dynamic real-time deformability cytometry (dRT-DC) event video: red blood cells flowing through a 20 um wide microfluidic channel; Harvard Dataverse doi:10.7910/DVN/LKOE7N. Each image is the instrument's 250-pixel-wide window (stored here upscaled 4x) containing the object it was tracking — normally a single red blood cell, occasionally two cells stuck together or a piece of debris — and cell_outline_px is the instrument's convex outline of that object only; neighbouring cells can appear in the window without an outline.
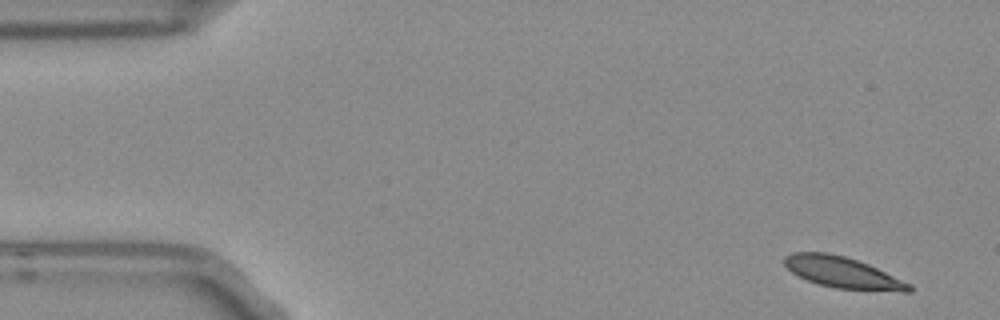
{"species": "Egyptian fruit bat (a non-hibernating species)", "species_latin": "Rousettus aegyptiacus", "temperature_condition": "room temperature", "stored_images_in_passage": 13, "camera_frame_rate_fps": 3000, "um_per_image_px": 0.085, "frame": {"image": 1, "passage_image": 1, "time_ms": 0.0, "image_size_px": [1000, 320], "cell_outline_px": [[912, 292], [904, 292], [836, 288], [820, 284], [808, 280], [792, 272], [784, 264], [784, 256], [792, 252], [828, 252], [844, 256], [868, 264], [912, 284]], "centroid_in_image_um": [71.65, 23.16], "position_along_channel_um": 13.4, "area_um2": 22.48}}
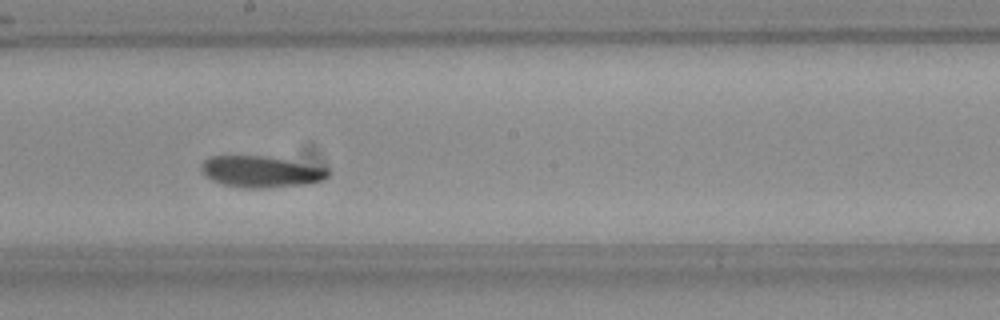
{"frame": {"image": 2, "passage_image": 8, "time_ms": 2.333, "image_size_px": [1000, 320], "cell_outline_px": [[332, 176], [324, 180], [308, 184], [268, 188], [244, 188], [224, 184], [212, 180], [204, 176], [200, 168], [200, 164], [204, 160], [212, 156], [268, 156], [332, 168]], "centroid_in_image_um": [22.27, 14.59], "position_along_channel_um": 225.9, "area_um2": 23.76}}
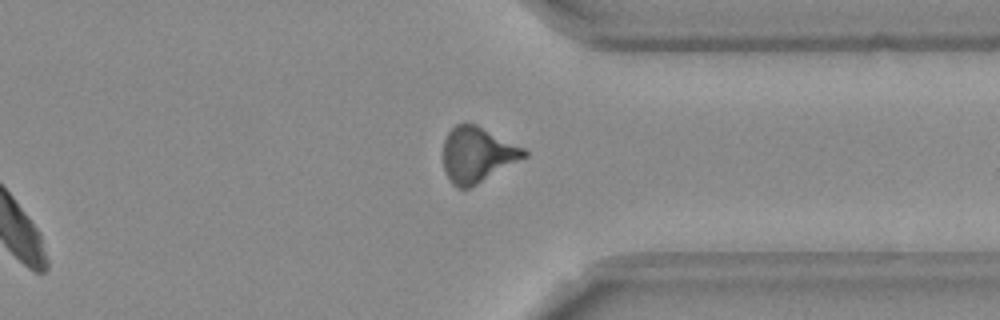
{"frame": {"image": 3, "passage_image": 13, "time_ms": 4.0, "image_size_px": [1000, 320], "cell_outline_px": [[528, 156], [476, 184], [468, 188], [456, 188], [452, 184], [444, 168], [444, 140], [448, 132], [456, 124], [464, 120], [476, 124], [524, 148], [528, 152]], "centroid_in_image_um": [40.56, 13.11], "position_along_channel_um": 370.8, "area_um2": 26.01}}